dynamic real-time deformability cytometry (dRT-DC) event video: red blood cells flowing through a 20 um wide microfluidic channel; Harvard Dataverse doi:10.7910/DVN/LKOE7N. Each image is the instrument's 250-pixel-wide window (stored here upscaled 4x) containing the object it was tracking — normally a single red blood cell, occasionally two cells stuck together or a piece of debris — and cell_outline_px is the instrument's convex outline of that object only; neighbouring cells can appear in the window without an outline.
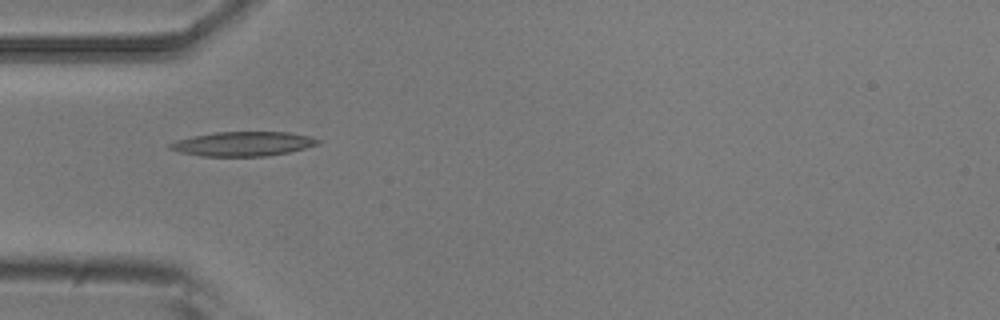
{"species": "common noctule bat (a hibernating species)", "species_latin": "Nyctalus noctula", "temperature_condition": "room temperature", "stored_images_in_passage": 2, "camera_frame_rate_fps": 3000, "um_per_image_px": 0.085, "animal": {"sex": "male", "body_mass_g": 20.5, "forearm_length_mm": 52.5}, "frame": {"image": 1, "passage_image": 2, "time_ms": 0.333, "image_size_px": [1000, 320], "cell_outline_px": [[320, 144], [288, 152], [268, 156], [200, 156], [180, 152], [168, 148], [168, 144], [176, 140], [192, 136], [216, 132], [288, 132], [312, 136], [320, 140]], "centroid_in_image_um": [20.66, 12.22], "position_along_channel_um": 64.3, "area_um2": 21.1}}